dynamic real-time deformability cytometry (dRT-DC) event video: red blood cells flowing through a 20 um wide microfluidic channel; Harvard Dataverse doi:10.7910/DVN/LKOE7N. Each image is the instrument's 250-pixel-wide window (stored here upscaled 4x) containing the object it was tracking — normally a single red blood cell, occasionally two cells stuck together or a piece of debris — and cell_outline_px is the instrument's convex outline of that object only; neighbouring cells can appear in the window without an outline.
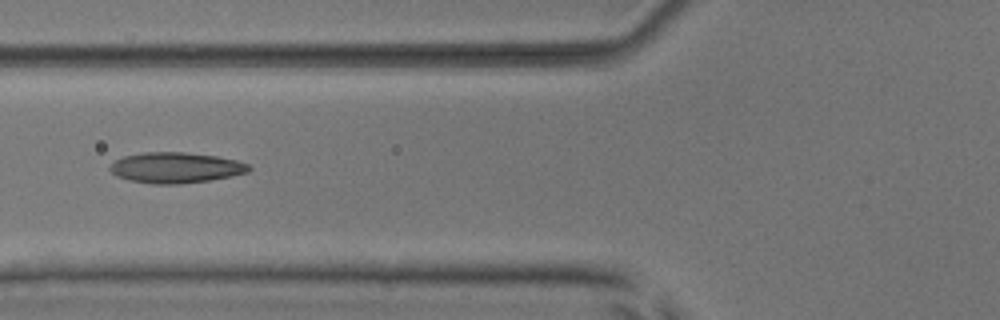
{"species": "common noctule bat (a hibernating species)", "species_latin": "Nyctalus noctula", "temperature_condition": "room temperature", "stored_images_in_passage": 6, "camera_frame_rate_fps": 3000, "um_per_image_px": 0.085, "animal": {"sex": "male", "body_mass_g": 17.9, "forearm_length_mm": 54.2}, "frame": {"image": 1, "passage_image": 3, "time_ms": 2.333, "image_size_px": [1000, 320], "cell_outline_px": [[252, 168], [248, 172], [232, 176], [208, 180], [180, 184], [152, 184], [128, 180], [116, 176], [108, 168], [116, 160], [124, 156], [144, 152], [184, 152], [216, 156], [236, 160], [248, 164]], "centroid_in_image_um": [14.93, 14.25], "position_along_channel_um": 110.9, "area_um2": 24.8}}
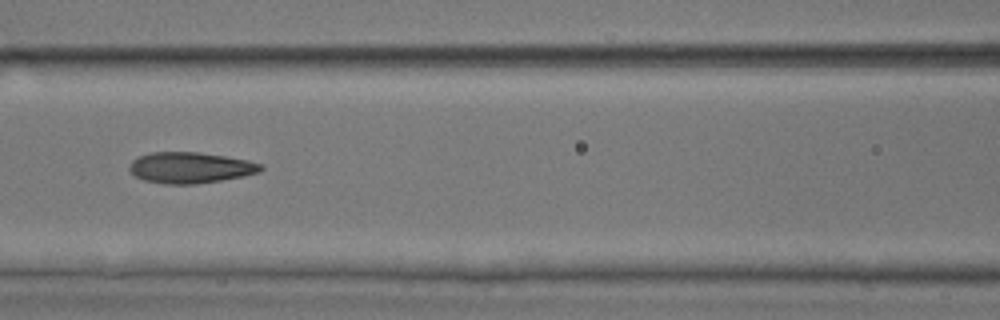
{"frame": {"image": 2, "passage_image": 4, "time_ms": 3.333, "image_size_px": [1000, 320], "cell_outline_px": [[264, 168], [260, 172], [244, 176], [196, 184], [164, 184], [144, 180], [136, 176], [128, 168], [132, 160], [136, 156], [152, 152], [200, 152], [248, 160], [260, 164]], "centroid_in_image_um": [16.16, 14.25], "position_along_channel_um": 150.4, "area_um2": 23.76}}